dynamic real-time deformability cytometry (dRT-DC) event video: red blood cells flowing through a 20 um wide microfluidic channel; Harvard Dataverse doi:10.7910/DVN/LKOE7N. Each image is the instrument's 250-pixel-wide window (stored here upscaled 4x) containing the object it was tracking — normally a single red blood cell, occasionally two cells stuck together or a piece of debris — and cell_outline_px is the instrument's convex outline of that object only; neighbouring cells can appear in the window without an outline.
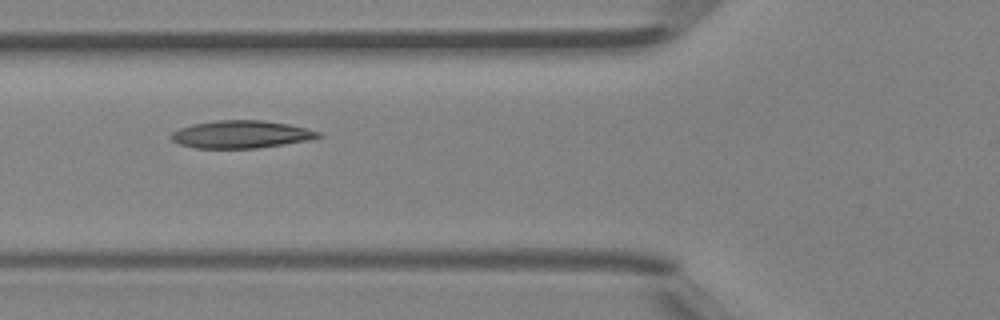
{"species": "Egyptian fruit bat (a non-hibernating species)", "species_latin": "Rousettus aegyptiacus", "temperature_condition": "room temperature", "stored_images_in_passage": 3, "camera_frame_rate_fps": 3000, "um_per_image_px": 0.085, "animal": {"sex": "female"}, "frame": {"image": 1, "passage_image": 2, "time_ms": 0.333, "image_size_px": [1000, 320], "cell_outline_px": [[324, 136], [308, 140], [284, 144], [256, 148], [196, 148], [180, 144], [172, 140], [168, 136], [172, 132], [180, 128], [192, 124], [216, 120], [260, 120], [288, 124], [320, 132]], "centroid_in_image_um": [20.47, 11.42], "position_along_channel_um": 105.3, "area_um2": 23.58}}
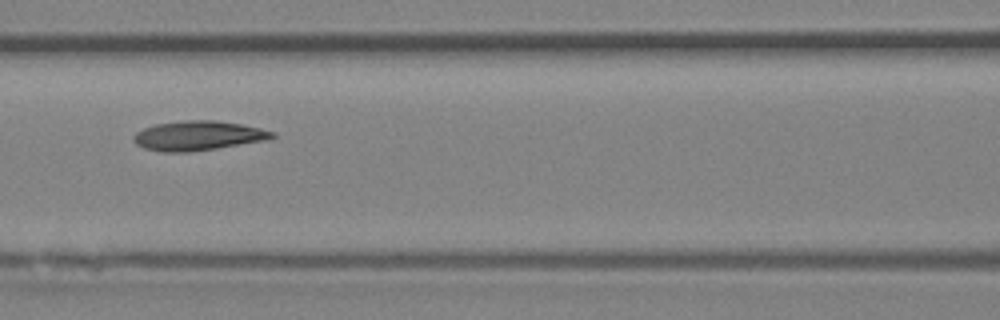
{"frame": {"image": 2, "passage_image": 3, "time_ms": 0.667, "image_size_px": [1000, 320], "cell_outline_px": [[276, 136], [268, 140], [216, 148], [188, 152], [160, 152], [144, 148], [136, 144], [132, 140], [132, 136], [136, 132], [144, 128], [156, 124], [184, 120], [216, 120], [240, 124], [260, 128], [276, 132]], "centroid_in_image_um": [16.83, 11.53], "position_along_channel_um": 149.8, "area_um2": 23.93}}